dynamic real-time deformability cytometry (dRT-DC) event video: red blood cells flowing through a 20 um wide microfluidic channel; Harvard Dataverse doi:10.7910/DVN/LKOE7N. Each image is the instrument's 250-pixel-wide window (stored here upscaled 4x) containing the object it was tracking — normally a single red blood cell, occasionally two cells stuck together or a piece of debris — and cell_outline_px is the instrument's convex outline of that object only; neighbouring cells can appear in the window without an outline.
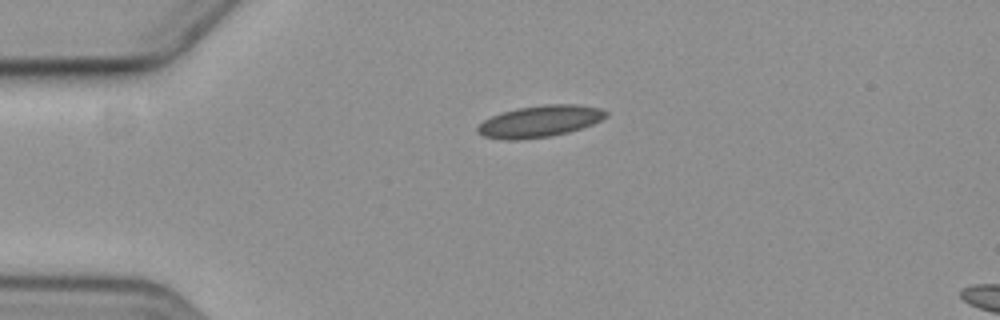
{"species": "common noctule bat (a hibernating species)", "species_latin": "Nyctalus noctula", "temperature_condition": "cold", "stored_images_in_passage": 3, "segment_of_instrument_passage": [1, 2], "camera_frame_rate_fps": 3000, "um_per_image_px": 0.085, "animal": {"sex": "female", "body_mass_g": 19.3, "forearm_length_mm": 54.1}, "frame": {"image": 1, "passage_image": 1, "time_ms": 0.0, "image_size_px": [1000, 320], "cell_outline_px": [[608, 116], [592, 124], [568, 132], [548, 136], [520, 140], [504, 140], [484, 136], [476, 132], [476, 128], [484, 120], [492, 116], [516, 108], [544, 104], [580, 104], [604, 108], [608, 112]], "centroid_in_image_um": [45.91, 10.3], "position_along_channel_um": 39.1, "area_um2": 23.76}}